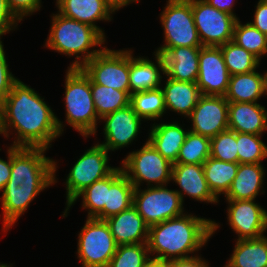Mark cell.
I'll use <instances>...</instances> for the list:
<instances>
[{
    "label": "cell",
    "instance_id": "1",
    "mask_svg": "<svg viewBox=\"0 0 267 267\" xmlns=\"http://www.w3.org/2000/svg\"><path fill=\"white\" fill-rule=\"evenodd\" d=\"M43 100L22 81L13 85L1 103L4 136L9 137V128L17 131V140L12 146L48 149L50 143L62 134L63 123Z\"/></svg>",
    "mask_w": 267,
    "mask_h": 267
},
{
    "label": "cell",
    "instance_id": "2",
    "mask_svg": "<svg viewBox=\"0 0 267 267\" xmlns=\"http://www.w3.org/2000/svg\"><path fill=\"white\" fill-rule=\"evenodd\" d=\"M46 150L11 146V175L1 196L4 230L10 229L41 191L57 182L56 162L44 155Z\"/></svg>",
    "mask_w": 267,
    "mask_h": 267
},
{
    "label": "cell",
    "instance_id": "3",
    "mask_svg": "<svg viewBox=\"0 0 267 267\" xmlns=\"http://www.w3.org/2000/svg\"><path fill=\"white\" fill-rule=\"evenodd\" d=\"M219 224L191 214H182L149 227L147 246L152 260L166 262L190 258L217 230Z\"/></svg>",
    "mask_w": 267,
    "mask_h": 267
},
{
    "label": "cell",
    "instance_id": "4",
    "mask_svg": "<svg viewBox=\"0 0 267 267\" xmlns=\"http://www.w3.org/2000/svg\"><path fill=\"white\" fill-rule=\"evenodd\" d=\"M104 42L105 38L94 27L58 13L53 14L51 30L45 46L58 53L76 56V60L68 68H81L102 50L100 48V50L89 51V49L102 46ZM81 53V57L78 56Z\"/></svg>",
    "mask_w": 267,
    "mask_h": 267
},
{
    "label": "cell",
    "instance_id": "5",
    "mask_svg": "<svg viewBox=\"0 0 267 267\" xmlns=\"http://www.w3.org/2000/svg\"><path fill=\"white\" fill-rule=\"evenodd\" d=\"M67 124L83 137L93 135L99 119L91 93V79L81 68H68L65 77Z\"/></svg>",
    "mask_w": 267,
    "mask_h": 267
},
{
    "label": "cell",
    "instance_id": "6",
    "mask_svg": "<svg viewBox=\"0 0 267 267\" xmlns=\"http://www.w3.org/2000/svg\"><path fill=\"white\" fill-rule=\"evenodd\" d=\"M122 171L134 188H139L142 181L155 186H164L171 181L173 164L164 158L147 140L138 151H133L122 161ZM167 183V184H166Z\"/></svg>",
    "mask_w": 267,
    "mask_h": 267
},
{
    "label": "cell",
    "instance_id": "7",
    "mask_svg": "<svg viewBox=\"0 0 267 267\" xmlns=\"http://www.w3.org/2000/svg\"><path fill=\"white\" fill-rule=\"evenodd\" d=\"M117 244L105 220L88 218L78 237V257L83 267H107Z\"/></svg>",
    "mask_w": 267,
    "mask_h": 267
},
{
    "label": "cell",
    "instance_id": "8",
    "mask_svg": "<svg viewBox=\"0 0 267 267\" xmlns=\"http://www.w3.org/2000/svg\"><path fill=\"white\" fill-rule=\"evenodd\" d=\"M132 205L149 227L185 214L179 193L166 185L134 188Z\"/></svg>",
    "mask_w": 267,
    "mask_h": 267
},
{
    "label": "cell",
    "instance_id": "9",
    "mask_svg": "<svg viewBox=\"0 0 267 267\" xmlns=\"http://www.w3.org/2000/svg\"><path fill=\"white\" fill-rule=\"evenodd\" d=\"M160 16L165 44L159 48L202 47L194 23L191 0H168Z\"/></svg>",
    "mask_w": 267,
    "mask_h": 267
},
{
    "label": "cell",
    "instance_id": "10",
    "mask_svg": "<svg viewBox=\"0 0 267 267\" xmlns=\"http://www.w3.org/2000/svg\"><path fill=\"white\" fill-rule=\"evenodd\" d=\"M81 69L95 83L120 91L129 89V51L103 49Z\"/></svg>",
    "mask_w": 267,
    "mask_h": 267
},
{
    "label": "cell",
    "instance_id": "11",
    "mask_svg": "<svg viewBox=\"0 0 267 267\" xmlns=\"http://www.w3.org/2000/svg\"><path fill=\"white\" fill-rule=\"evenodd\" d=\"M191 8L202 46L220 47L233 40L238 17L219 11L204 0H191Z\"/></svg>",
    "mask_w": 267,
    "mask_h": 267
},
{
    "label": "cell",
    "instance_id": "12",
    "mask_svg": "<svg viewBox=\"0 0 267 267\" xmlns=\"http://www.w3.org/2000/svg\"><path fill=\"white\" fill-rule=\"evenodd\" d=\"M108 150L100 144L88 149L73 165L66 179L67 206L95 181L108 176L115 167L108 164Z\"/></svg>",
    "mask_w": 267,
    "mask_h": 267
},
{
    "label": "cell",
    "instance_id": "13",
    "mask_svg": "<svg viewBox=\"0 0 267 267\" xmlns=\"http://www.w3.org/2000/svg\"><path fill=\"white\" fill-rule=\"evenodd\" d=\"M221 47L202 46L196 80L202 95L225 96L230 80Z\"/></svg>",
    "mask_w": 267,
    "mask_h": 267
},
{
    "label": "cell",
    "instance_id": "14",
    "mask_svg": "<svg viewBox=\"0 0 267 267\" xmlns=\"http://www.w3.org/2000/svg\"><path fill=\"white\" fill-rule=\"evenodd\" d=\"M228 105L225 96L201 95L188 116L193 125L190 131L211 139L227 130Z\"/></svg>",
    "mask_w": 267,
    "mask_h": 267
},
{
    "label": "cell",
    "instance_id": "15",
    "mask_svg": "<svg viewBox=\"0 0 267 267\" xmlns=\"http://www.w3.org/2000/svg\"><path fill=\"white\" fill-rule=\"evenodd\" d=\"M228 221L238 240L259 238L267 229V211L254 200H227Z\"/></svg>",
    "mask_w": 267,
    "mask_h": 267
},
{
    "label": "cell",
    "instance_id": "16",
    "mask_svg": "<svg viewBox=\"0 0 267 267\" xmlns=\"http://www.w3.org/2000/svg\"><path fill=\"white\" fill-rule=\"evenodd\" d=\"M105 121V143H102L108 151L119 149L129 145L137 137L142 119L129 105L116 110L101 118Z\"/></svg>",
    "mask_w": 267,
    "mask_h": 267
},
{
    "label": "cell",
    "instance_id": "17",
    "mask_svg": "<svg viewBox=\"0 0 267 267\" xmlns=\"http://www.w3.org/2000/svg\"><path fill=\"white\" fill-rule=\"evenodd\" d=\"M201 47L158 48L165 62V75L176 81L196 82Z\"/></svg>",
    "mask_w": 267,
    "mask_h": 267
},
{
    "label": "cell",
    "instance_id": "18",
    "mask_svg": "<svg viewBox=\"0 0 267 267\" xmlns=\"http://www.w3.org/2000/svg\"><path fill=\"white\" fill-rule=\"evenodd\" d=\"M171 180H174L180 186L181 191H176L179 193L182 202L184 201V194L201 202L215 204L219 201L208 187L203 164L174 163L172 166Z\"/></svg>",
    "mask_w": 267,
    "mask_h": 267
},
{
    "label": "cell",
    "instance_id": "19",
    "mask_svg": "<svg viewBox=\"0 0 267 267\" xmlns=\"http://www.w3.org/2000/svg\"><path fill=\"white\" fill-rule=\"evenodd\" d=\"M105 221L118 246L148 241L149 226L133 205L119 214L110 216Z\"/></svg>",
    "mask_w": 267,
    "mask_h": 267
},
{
    "label": "cell",
    "instance_id": "20",
    "mask_svg": "<svg viewBox=\"0 0 267 267\" xmlns=\"http://www.w3.org/2000/svg\"><path fill=\"white\" fill-rule=\"evenodd\" d=\"M59 13L94 27L104 38V31L95 25L98 20L111 21V14L116 9L108 0H56Z\"/></svg>",
    "mask_w": 267,
    "mask_h": 267
},
{
    "label": "cell",
    "instance_id": "21",
    "mask_svg": "<svg viewBox=\"0 0 267 267\" xmlns=\"http://www.w3.org/2000/svg\"><path fill=\"white\" fill-rule=\"evenodd\" d=\"M228 129L262 135L267 130V110L257 102H229Z\"/></svg>",
    "mask_w": 267,
    "mask_h": 267
},
{
    "label": "cell",
    "instance_id": "22",
    "mask_svg": "<svg viewBox=\"0 0 267 267\" xmlns=\"http://www.w3.org/2000/svg\"><path fill=\"white\" fill-rule=\"evenodd\" d=\"M132 50H129V89L130 95L136 92L154 90L160 88L162 76L165 74V62L162 55L155 53L157 65L149 58H133ZM160 70V71H159Z\"/></svg>",
    "mask_w": 267,
    "mask_h": 267
},
{
    "label": "cell",
    "instance_id": "23",
    "mask_svg": "<svg viewBox=\"0 0 267 267\" xmlns=\"http://www.w3.org/2000/svg\"><path fill=\"white\" fill-rule=\"evenodd\" d=\"M133 192L134 185L123 173L122 168L116 167L110 173V187L107 189L106 203L95 218L106 220L128 209L133 204Z\"/></svg>",
    "mask_w": 267,
    "mask_h": 267
},
{
    "label": "cell",
    "instance_id": "24",
    "mask_svg": "<svg viewBox=\"0 0 267 267\" xmlns=\"http://www.w3.org/2000/svg\"><path fill=\"white\" fill-rule=\"evenodd\" d=\"M188 132L189 130H184L176 122L157 125L154 123L148 141L164 158L174 164Z\"/></svg>",
    "mask_w": 267,
    "mask_h": 267
},
{
    "label": "cell",
    "instance_id": "25",
    "mask_svg": "<svg viewBox=\"0 0 267 267\" xmlns=\"http://www.w3.org/2000/svg\"><path fill=\"white\" fill-rule=\"evenodd\" d=\"M265 170L261 163L239 164L236 177L225 195L227 200H255L263 185Z\"/></svg>",
    "mask_w": 267,
    "mask_h": 267
},
{
    "label": "cell",
    "instance_id": "26",
    "mask_svg": "<svg viewBox=\"0 0 267 267\" xmlns=\"http://www.w3.org/2000/svg\"><path fill=\"white\" fill-rule=\"evenodd\" d=\"M166 109H170L188 117L201 97L196 82L176 81L167 77L162 89Z\"/></svg>",
    "mask_w": 267,
    "mask_h": 267
},
{
    "label": "cell",
    "instance_id": "27",
    "mask_svg": "<svg viewBox=\"0 0 267 267\" xmlns=\"http://www.w3.org/2000/svg\"><path fill=\"white\" fill-rule=\"evenodd\" d=\"M229 267H267V237L237 239Z\"/></svg>",
    "mask_w": 267,
    "mask_h": 267
},
{
    "label": "cell",
    "instance_id": "28",
    "mask_svg": "<svg viewBox=\"0 0 267 267\" xmlns=\"http://www.w3.org/2000/svg\"><path fill=\"white\" fill-rule=\"evenodd\" d=\"M263 94L262 74L254 70L231 75L225 99L228 102H257Z\"/></svg>",
    "mask_w": 267,
    "mask_h": 267
},
{
    "label": "cell",
    "instance_id": "29",
    "mask_svg": "<svg viewBox=\"0 0 267 267\" xmlns=\"http://www.w3.org/2000/svg\"><path fill=\"white\" fill-rule=\"evenodd\" d=\"M239 163L225 162L209 157L203 163V170L208 187L217 198L219 195H226L234 178L236 177Z\"/></svg>",
    "mask_w": 267,
    "mask_h": 267
},
{
    "label": "cell",
    "instance_id": "30",
    "mask_svg": "<svg viewBox=\"0 0 267 267\" xmlns=\"http://www.w3.org/2000/svg\"><path fill=\"white\" fill-rule=\"evenodd\" d=\"M91 93L99 120L130 105V94L128 92L95 84L92 80Z\"/></svg>",
    "mask_w": 267,
    "mask_h": 267
},
{
    "label": "cell",
    "instance_id": "31",
    "mask_svg": "<svg viewBox=\"0 0 267 267\" xmlns=\"http://www.w3.org/2000/svg\"><path fill=\"white\" fill-rule=\"evenodd\" d=\"M130 106L141 119L147 120L160 119L167 111L162 88L131 94Z\"/></svg>",
    "mask_w": 267,
    "mask_h": 267
},
{
    "label": "cell",
    "instance_id": "32",
    "mask_svg": "<svg viewBox=\"0 0 267 267\" xmlns=\"http://www.w3.org/2000/svg\"><path fill=\"white\" fill-rule=\"evenodd\" d=\"M230 75L250 73L259 66L260 60L252 53L240 47L233 40L220 46Z\"/></svg>",
    "mask_w": 267,
    "mask_h": 267
},
{
    "label": "cell",
    "instance_id": "33",
    "mask_svg": "<svg viewBox=\"0 0 267 267\" xmlns=\"http://www.w3.org/2000/svg\"><path fill=\"white\" fill-rule=\"evenodd\" d=\"M233 41L260 61L262 55L267 53V35L261 33L249 22L243 25L237 19L234 26Z\"/></svg>",
    "mask_w": 267,
    "mask_h": 267
},
{
    "label": "cell",
    "instance_id": "34",
    "mask_svg": "<svg viewBox=\"0 0 267 267\" xmlns=\"http://www.w3.org/2000/svg\"><path fill=\"white\" fill-rule=\"evenodd\" d=\"M110 187V174L100 180L95 181L90 186L81 191L77 197L67 206L63 217L67 216V211L82 196L83 209H88V218H95L104 207L107 197V189Z\"/></svg>",
    "mask_w": 267,
    "mask_h": 267
},
{
    "label": "cell",
    "instance_id": "35",
    "mask_svg": "<svg viewBox=\"0 0 267 267\" xmlns=\"http://www.w3.org/2000/svg\"><path fill=\"white\" fill-rule=\"evenodd\" d=\"M210 157V138L189 130L175 163L203 164Z\"/></svg>",
    "mask_w": 267,
    "mask_h": 267
},
{
    "label": "cell",
    "instance_id": "36",
    "mask_svg": "<svg viewBox=\"0 0 267 267\" xmlns=\"http://www.w3.org/2000/svg\"><path fill=\"white\" fill-rule=\"evenodd\" d=\"M147 243L117 246L107 267H144L151 261Z\"/></svg>",
    "mask_w": 267,
    "mask_h": 267
},
{
    "label": "cell",
    "instance_id": "37",
    "mask_svg": "<svg viewBox=\"0 0 267 267\" xmlns=\"http://www.w3.org/2000/svg\"><path fill=\"white\" fill-rule=\"evenodd\" d=\"M261 135L237 132L238 163H261L267 158V146Z\"/></svg>",
    "mask_w": 267,
    "mask_h": 267
},
{
    "label": "cell",
    "instance_id": "38",
    "mask_svg": "<svg viewBox=\"0 0 267 267\" xmlns=\"http://www.w3.org/2000/svg\"><path fill=\"white\" fill-rule=\"evenodd\" d=\"M237 132L227 129L210 139V157L238 163Z\"/></svg>",
    "mask_w": 267,
    "mask_h": 267
},
{
    "label": "cell",
    "instance_id": "39",
    "mask_svg": "<svg viewBox=\"0 0 267 267\" xmlns=\"http://www.w3.org/2000/svg\"><path fill=\"white\" fill-rule=\"evenodd\" d=\"M18 80L19 79L15 78L9 70L3 49V44L0 40V104L11 92L13 85Z\"/></svg>",
    "mask_w": 267,
    "mask_h": 267
},
{
    "label": "cell",
    "instance_id": "40",
    "mask_svg": "<svg viewBox=\"0 0 267 267\" xmlns=\"http://www.w3.org/2000/svg\"><path fill=\"white\" fill-rule=\"evenodd\" d=\"M41 0H7L11 11L21 21L24 16L40 10Z\"/></svg>",
    "mask_w": 267,
    "mask_h": 267
},
{
    "label": "cell",
    "instance_id": "41",
    "mask_svg": "<svg viewBox=\"0 0 267 267\" xmlns=\"http://www.w3.org/2000/svg\"><path fill=\"white\" fill-rule=\"evenodd\" d=\"M18 22L20 20L11 11L7 0H0V37L13 30Z\"/></svg>",
    "mask_w": 267,
    "mask_h": 267
},
{
    "label": "cell",
    "instance_id": "42",
    "mask_svg": "<svg viewBox=\"0 0 267 267\" xmlns=\"http://www.w3.org/2000/svg\"><path fill=\"white\" fill-rule=\"evenodd\" d=\"M249 23L261 33L267 35V0L258 1L254 15V21Z\"/></svg>",
    "mask_w": 267,
    "mask_h": 267
},
{
    "label": "cell",
    "instance_id": "43",
    "mask_svg": "<svg viewBox=\"0 0 267 267\" xmlns=\"http://www.w3.org/2000/svg\"><path fill=\"white\" fill-rule=\"evenodd\" d=\"M165 267H209L207 262L201 257L192 256L190 258L174 259L165 262Z\"/></svg>",
    "mask_w": 267,
    "mask_h": 267
},
{
    "label": "cell",
    "instance_id": "44",
    "mask_svg": "<svg viewBox=\"0 0 267 267\" xmlns=\"http://www.w3.org/2000/svg\"><path fill=\"white\" fill-rule=\"evenodd\" d=\"M8 161L0 158V191H3L11 175V147L8 149Z\"/></svg>",
    "mask_w": 267,
    "mask_h": 267
},
{
    "label": "cell",
    "instance_id": "45",
    "mask_svg": "<svg viewBox=\"0 0 267 267\" xmlns=\"http://www.w3.org/2000/svg\"><path fill=\"white\" fill-rule=\"evenodd\" d=\"M214 8L218 9L219 11L226 12L230 15H235L233 13L232 7L234 6V1L233 0H204Z\"/></svg>",
    "mask_w": 267,
    "mask_h": 267
},
{
    "label": "cell",
    "instance_id": "46",
    "mask_svg": "<svg viewBox=\"0 0 267 267\" xmlns=\"http://www.w3.org/2000/svg\"><path fill=\"white\" fill-rule=\"evenodd\" d=\"M139 0H108V2L116 9H120L123 6H126L132 2H137Z\"/></svg>",
    "mask_w": 267,
    "mask_h": 267
},
{
    "label": "cell",
    "instance_id": "47",
    "mask_svg": "<svg viewBox=\"0 0 267 267\" xmlns=\"http://www.w3.org/2000/svg\"><path fill=\"white\" fill-rule=\"evenodd\" d=\"M144 267H165V262L151 260Z\"/></svg>",
    "mask_w": 267,
    "mask_h": 267
},
{
    "label": "cell",
    "instance_id": "48",
    "mask_svg": "<svg viewBox=\"0 0 267 267\" xmlns=\"http://www.w3.org/2000/svg\"><path fill=\"white\" fill-rule=\"evenodd\" d=\"M263 93L267 95V72L262 75Z\"/></svg>",
    "mask_w": 267,
    "mask_h": 267
},
{
    "label": "cell",
    "instance_id": "49",
    "mask_svg": "<svg viewBox=\"0 0 267 267\" xmlns=\"http://www.w3.org/2000/svg\"><path fill=\"white\" fill-rule=\"evenodd\" d=\"M0 134L4 135L3 126H2V106H1V104H0Z\"/></svg>",
    "mask_w": 267,
    "mask_h": 267
},
{
    "label": "cell",
    "instance_id": "50",
    "mask_svg": "<svg viewBox=\"0 0 267 267\" xmlns=\"http://www.w3.org/2000/svg\"><path fill=\"white\" fill-rule=\"evenodd\" d=\"M0 267H11V265L9 266V265H7V264H1V263H0Z\"/></svg>",
    "mask_w": 267,
    "mask_h": 267
}]
</instances>
